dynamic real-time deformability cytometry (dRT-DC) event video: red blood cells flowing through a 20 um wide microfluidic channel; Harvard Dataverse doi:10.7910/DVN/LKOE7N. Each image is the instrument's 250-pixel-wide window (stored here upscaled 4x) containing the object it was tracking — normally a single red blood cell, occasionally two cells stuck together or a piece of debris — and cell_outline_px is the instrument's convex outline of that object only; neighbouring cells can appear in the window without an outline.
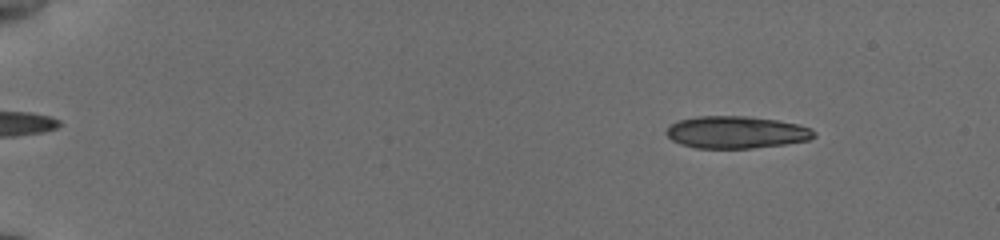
{"species": "common noctule bat (a hibernating species)", "species_latin": "Nyctalus noctula", "temperature_condition": "cold", "stored_images_in_passage": 56, "segment_of_instrument_passage": [1, 2], "camera_frame_rate_fps": 3000, "um_per_image_px": 0.085, "animal": {"sex": "female", "body_mass_g": 19.5, "forearm_length_mm": 54.1}, "frame": {"image": 1, "passage_image": 7, "time_ms": 2.0, "image_size_px": [1000, 240], "cell_outline_px": [[816, 136], [808, 140], [784, 144], [752, 148], [696, 148], [680, 144], [672, 140], [664, 132], [672, 124], [680, 120], [696, 116], [748, 116], [776, 120], [796, 124], [812, 128], [816, 132]], "centroid_in_image_um": [62.59, 11.24], "position_along_channel_um": 22.4, "area_um2": 27.69}}